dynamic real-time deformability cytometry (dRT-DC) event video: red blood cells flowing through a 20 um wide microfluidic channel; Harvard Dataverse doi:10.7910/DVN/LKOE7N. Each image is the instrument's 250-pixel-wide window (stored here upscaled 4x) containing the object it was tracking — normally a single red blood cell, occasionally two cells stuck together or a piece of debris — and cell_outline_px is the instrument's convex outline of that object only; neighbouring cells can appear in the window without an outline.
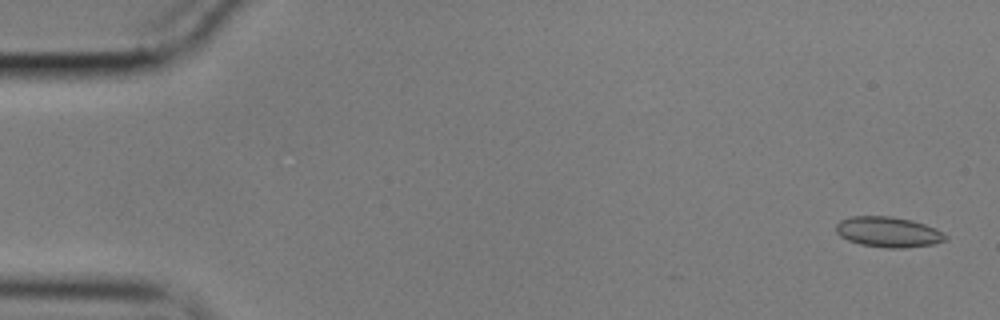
{"species": "common noctule bat (a hibernating species)", "species_latin": "Nyctalus noctula", "temperature_condition": "cold", "stored_images_in_passage": 21, "camera_frame_rate_fps": 3000, "um_per_image_px": 0.085, "animal": {"sex": "male", "body_mass_g": 17.9}, "frame": {"image": 1, "passage_image": 2, "time_ms": 0.333, "image_size_px": [1000, 320], "cell_outline_px": [[948, 240], [932, 244], [904, 248], [884, 248], [860, 244], [848, 240], [840, 236], [836, 232], [836, 224], [840, 220], [852, 216], [892, 216], [912, 220], [936, 228], [944, 232], [948, 236]], "centroid_in_image_um": [75.52, 19.72], "position_along_channel_um": 9.5, "area_um2": 19.59}}
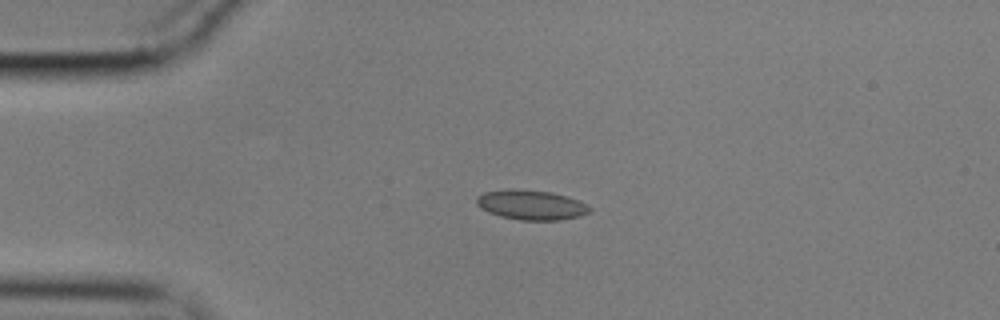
{"frame": {"image": 2, "passage_image": 13, "time_ms": 4.0, "image_size_px": [1000, 320], "cell_outline_px": [[592, 208], [588, 212], [580, 216], [560, 220], [520, 220], [500, 216], [488, 212], [480, 208], [476, 204], [476, 196], [484, 192], [504, 188], [512, 188], [552, 192], [568, 196], [588, 204]], "centroid_in_image_um": [45.13, 17.4], "position_along_channel_um": 39.9, "area_um2": 19.94}}
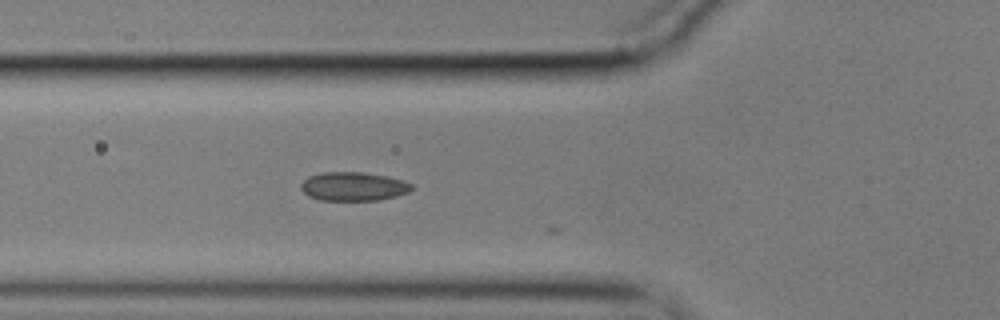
{"frame": {"image": 3, "passage_image": 20, "time_ms": 6.333, "image_size_px": [1000, 320], "cell_outline_px": [[412, 188], [408, 192], [396, 196], [380, 200], [320, 200], [308, 196], [300, 188], [300, 184], [308, 176], [320, 172], [364, 172], [388, 176], [404, 180], [412, 184]], "centroid_in_image_um": [30.03, 15.84], "position_along_channel_um": 95.8, "area_um2": 18.73}}